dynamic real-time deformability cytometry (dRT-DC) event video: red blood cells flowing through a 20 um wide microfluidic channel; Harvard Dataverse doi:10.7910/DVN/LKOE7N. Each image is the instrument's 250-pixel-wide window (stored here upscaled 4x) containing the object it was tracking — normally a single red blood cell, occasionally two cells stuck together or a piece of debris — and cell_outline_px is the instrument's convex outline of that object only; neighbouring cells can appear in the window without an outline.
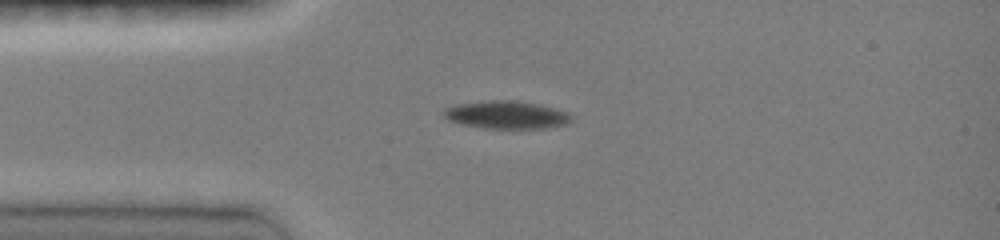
{"species": "common noctule bat (a hibernating species)", "species_latin": "Nyctalus noctula", "temperature_condition": "room temperature", "stored_images_in_passage": 37, "camera_frame_rate_fps": 3000, "um_per_image_px": 0.085, "animal": {"sex": "female", "body_mass_g": 19.0, "forearm_length_mm": 51.5}, "frame": {"image": 1, "passage_image": 1, "time_ms": 0.0, "image_size_px": [1000, 240], "cell_outline_px": [[572, 120], [564, 124], [548, 128], [484, 128], [460, 124], [448, 120], [444, 116], [444, 108], [452, 104], [488, 100], [512, 100], [540, 104], [568, 112], [572, 116]], "centroid_in_image_um": [43.01, 9.75], "position_along_channel_um": 42.0, "area_um2": 20.87}}
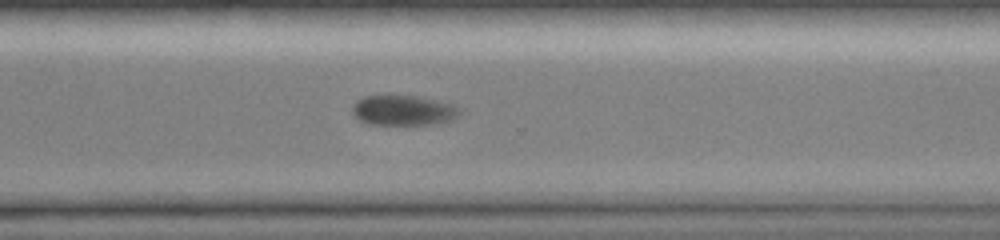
{"frame": {"image": 2, "passage_image": 24, "time_ms": 7.667, "image_size_px": [1000, 240], "cell_outline_px": [[460, 116], [452, 120], [432, 124], [368, 124], [360, 120], [352, 112], [352, 104], [356, 100], [364, 96], [420, 96], [440, 100], [456, 104], [460, 108]], "centroid_in_image_um": [34.34, 9.37], "position_along_channel_um": 336.3, "area_um2": 19.07}}
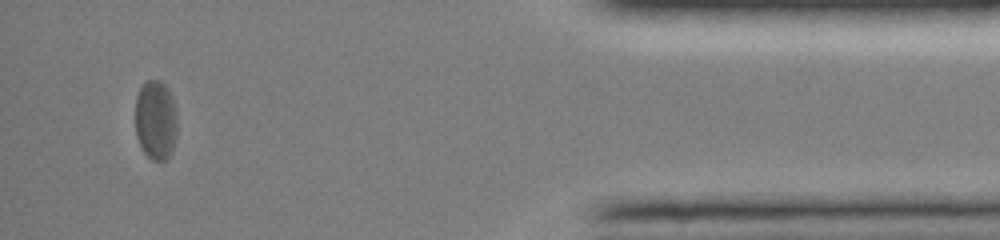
{"frame": {"image": 3, "passage_image": 34, "time_ms": 11.0, "image_size_px": [1000, 240], "cell_outline_px": [[176, 136], [172, 152], [164, 160], [152, 160], [144, 152], [136, 136], [136, 96], [144, 80], [160, 80], [168, 88], [172, 96], [176, 112]], "centroid_in_image_um": [13.24, 10.18], "position_along_channel_um": 422.0, "area_um2": 19.54}, "authors_computed_cell_mechanics": {"area_um2": 20.9814, "velocity_mm_per_s": 4.0255, "shape_relaxation_time_tau1_ms": 3.3444, "shape_relaxation_time_tau2_ms": null, "deformation_change_tau1": 0.0845, "deformation_change_tau2": null}}